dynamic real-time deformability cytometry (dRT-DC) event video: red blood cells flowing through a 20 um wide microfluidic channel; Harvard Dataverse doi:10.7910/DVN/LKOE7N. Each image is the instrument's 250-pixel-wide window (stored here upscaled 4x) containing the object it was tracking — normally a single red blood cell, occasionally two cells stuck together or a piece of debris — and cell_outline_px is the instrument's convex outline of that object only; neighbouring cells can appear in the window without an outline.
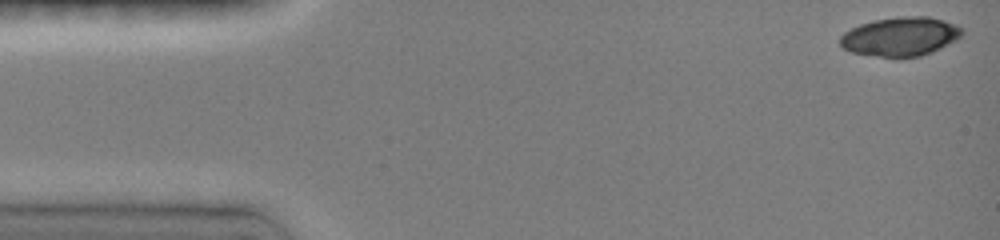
{"species": "common noctule bat (a hibernating species)", "species_latin": "Nyctalus noctula", "temperature_condition": "room temperature", "stored_images_in_passage": 8, "camera_frame_rate_fps": 3000, "um_per_image_px": 0.085, "animal": {"sex": "female", "body_mass_g": 19.0, "forearm_length_mm": 51.5}, "frame": {"image": 1, "passage_image": 1, "time_ms": 0.0, "image_size_px": [1000, 240], "cell_outline_px": [[964, 32], [956, 40], [932, 52], [920, 56], [880, 56], [852, 52], [844, 48], [840, 44], [840, 36], [844, 32], [860, 24], [876, 20], [904, 16], [928, 16], [944, 20], [956, 24], [964, 28]], "centroid_in_image_um": [76.57, 3.09], "position_along_channel_um": 8.4, "area_um2": 27.4}}